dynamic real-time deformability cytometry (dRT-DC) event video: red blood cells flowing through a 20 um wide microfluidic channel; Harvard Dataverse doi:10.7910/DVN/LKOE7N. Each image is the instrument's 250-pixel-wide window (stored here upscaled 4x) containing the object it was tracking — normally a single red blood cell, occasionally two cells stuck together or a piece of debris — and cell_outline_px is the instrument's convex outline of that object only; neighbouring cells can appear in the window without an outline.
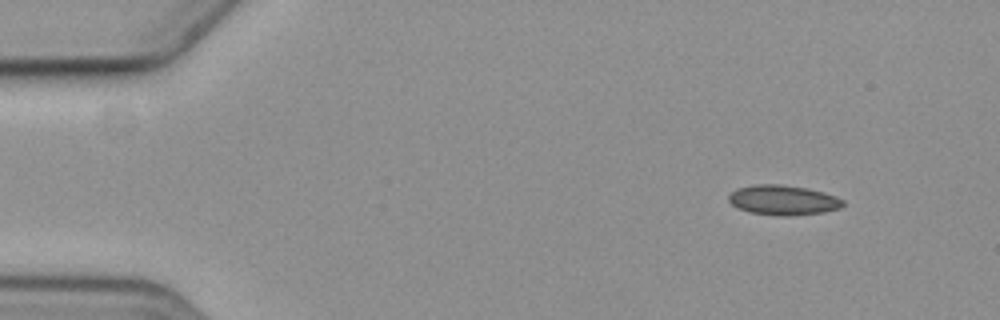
{"species": "common noctule bat (a hibernating species)", "species_latin": "Nyctalus noctula", "temperature_condition": "cold", "stored_images_in_passage": 2, "camera_frame_rate_fps": 3000, "um_per_image_px": 0.085, "animal": {"sex": "female", "body_mass_g": 19.3, "forearm_length_mm": 54.1}, "frame": {"image": 1, "passage_image": 1, "time_ms": 0.0, "image_size_px": [1000, 320], "cell_outline_px": [[844, 204], [840, 208], [824, 212], [788, 216], [776, 216], [748, 212], [732, 204], [728, 200], [728, 196], [736, 188], [756, 184], [780, 184], [808, 188], [824, 192], [836, 196], [844, 200]], "centroid_in_image_um": [66.58, 17.0], "position_along_channel_um": 18.4, "area_um2": 20.06}}